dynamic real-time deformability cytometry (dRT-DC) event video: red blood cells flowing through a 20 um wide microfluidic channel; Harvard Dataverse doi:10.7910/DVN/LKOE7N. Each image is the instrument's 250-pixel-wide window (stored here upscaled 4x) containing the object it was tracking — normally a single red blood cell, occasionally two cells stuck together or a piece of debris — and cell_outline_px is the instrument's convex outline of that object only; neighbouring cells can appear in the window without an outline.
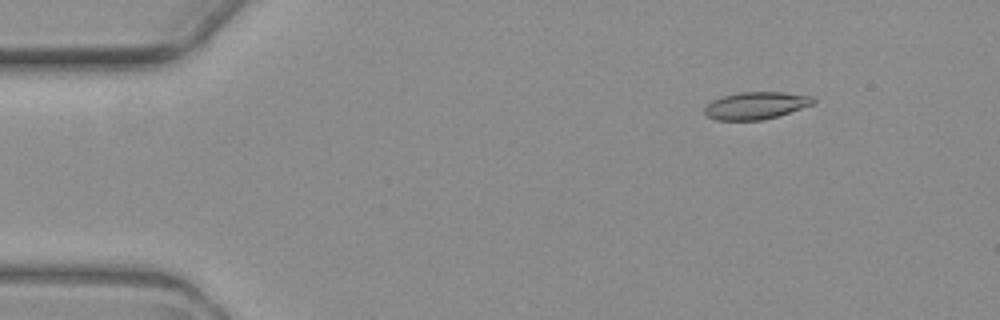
{"species": "common noctule bat (a hibernating species)", "species_latin": "Nyctalus noctula", "temperature_condition": "warm", "stored_images_in_passage": 5, "camera_frame_rate_fps": 3000, "um_per_image_px": 0.085, "animal": {"sex": "female", "body_mass_g": 19.3, "forearm_length_mm": 54.1}, "frame": {"image": 1, "passage_image": 2, "time_ms": 1.333, "image_size_px": [1000, 320], "cell_outline_px": [[816, 104], [764, 120], [716, 120], [704, 116], [704, 108], [712, 100], [724, 96], [740, 92], [784, 92], [812, 96], [816, 100]], "centroid_in_image_um": [64.27, 8.97], "position_along_channel_um": 20.7, "area_um2": 17.46}}
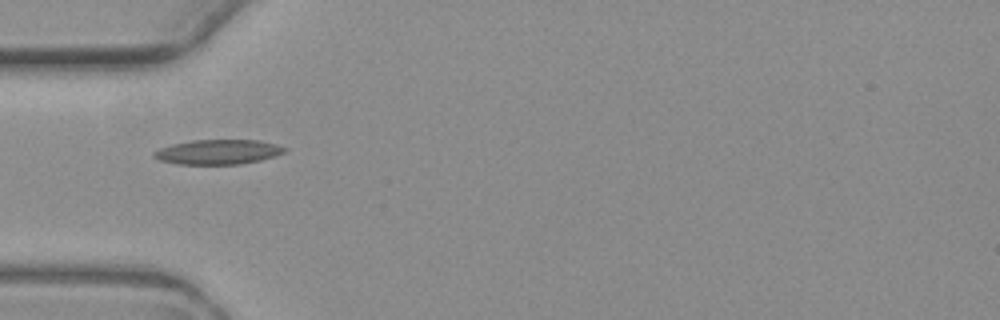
{"frame": {"image": 2, "passage_image": 5, "time_ms": 5.0, "image_size_px": [1000, 320], "cell_outline_px": [[288, 148], [284, 152], [260, 160], [240, 164], [176, 164], [160, 160], [152, 156], [152, 152], [160, 148], [172, 144], [192, 140], [256, 140], [276, 144]], "centroid_in_image_um": [18.49, 12.91], "position_along_channel_um": 66.5, "area_um2": 18.73}}